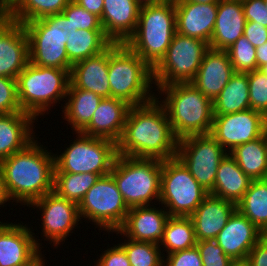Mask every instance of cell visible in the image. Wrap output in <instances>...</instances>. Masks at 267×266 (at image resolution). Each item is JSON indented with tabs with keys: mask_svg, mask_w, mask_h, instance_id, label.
I'll return each mask as SVG.
<instances>
[{
	"mask_svg": "<svg viewBox=\"0 0 267 266\" xmlns=\"http://www.w3.org/2000/svg\"><path fill=\"white\" fill-rule=\"evenodd\" d=\"M69 20L57 13L24 23L28 36L29 62L36 66L71 70L73 64L66 52Z\"/></svg>",
	"mask_w": 267,
	"mask_h": 266,
	"instance_id": "8",
	"label": "cell"
},
{
	"mask_svg": "<svg viewBox=\"0 0 267 266\" xmlns=\"http://www.w3.org/2000/svg\"><path fill=\"white\" fill-rule=\"evenodd\" d=\"M15 0H0V15H4L14 4Z\"/></svg>",
	"mask_w": 267,
	"mask_h": 266,
	"instance_id": "51",
	"label": "cell"
},
{
	"mask_svg": "<svg viewBox=\"0 0 267 266\" xmlns=\"http://www.w3.org/2000/svg\"><path fill=\"white\" fill-rule=\"evenodd\" d=\"M71 0H15L4 16L18 23H27L62 13Z\"/></svg>",
	"mask_w": 267,
	"mask_h": 266,
	"instance_id": "35",
	"label": "cell"
},
{
	"mask_svg": "<svg viewBox=\"0 0 267 266\" xmlns=\"http://www.w3.org/2000/svg\"><path fill=\"white\" fill-rule=\"evenodd\" d=\"M110 98H118L131 106L148 103L156 98L152 92L153 69L125 43L109 45Z\"/></svg>",
	"mask_w": 267,
	"mask_h": 266,
	"instance_id": "4",
	"label": "cell"
},
{
	"mask_svg": "<svg viewBox=\"0 0 267 266\" xmlns=\"http://www.w3.org/2000/svg\"><path fill=\"white\" fill-rule=\"evenodd\" d=\"M28 207L42 211L41 228L44 241L47 239L46 241H49L50 245L53 243L52 246L56 249L63 241L68 240L67 237L74 233L72 230L82 223L78 204L59 196L54 191L33 201Z\"/></svg>",
	"mask_w": 267,
	"mask_h": 266,
	"instance_id": "14",
	"label": "cell"
},
{
	"mask_svg": "<svg viewBox=\"0 0 267 266\" xmlns=\"http://www.w3.org/2000/svg\"><path fill=\"white\" fill-rule=\"evenodd\" d=\"M267 118L248 109L230 114H214L210 135L229 153L236 146L261 137Z\"/></svg>",
	"mask_w": 267,
	"mask_h": 266,
	"instance_id": "15",
	"label": "cell"
},
{
	"mask_svg": "<svg viewBox=\"0 0 267 266\" xmlns=\"http://www.w3.org/2000/svg\"><path fill=\"white\" fill-rule=\"evenodd\" d=\"M109 46L101 53L78 61L70 70V85L110 98Z\"/></svg>",
	"mask_w": 267,
	"mask_h": 266,
	"instance_id": "25",
	"label": "cell"
},
{
	"mask_svg": "<svg viewBox=\"0 0 267 266\" xmlns=\"http://www.w3.org/2000/svg\"><path fill=\"white\" fill-rule=\"evenodd\" d=\"M178 139L174 135L164 107L154 100L131 106L117 154L136 158L167 160L176 157Z\"/></svg>",
	"mask_w": 267,
	"mask_h": 266,
	"instance_id": "1",
	"label": "cell"
},
{
	"mask_svg": "<svg viewBox=\"0 0 267 266\" xmlns=\"http://www.w3.org/2000/svg\"><path fill=\"white\" fill-rule=\"evenodd\" d=\"M250 109L267 118V75L259 69L248 72Z\"/></svg>",
	"mask_w": 267,
	"mask_h": 266,
	"instance_id": "40",
	"label": "cell"
},
{
	"mask_svg": "<svg viewBox=\"0 0 267 266\" xmlns=\"http://www.w3.org/2000/svg\"><path fill=\"white\" fill-rule=\"evenodd\" d=\"M245 23L241 0H220L209 47L226 51L243 35Z\"/></svg>",
	"mask_w": 267,
	"mask_h": 266,
	"instance_id": "27",
	"label": "cell"
},
{
	"mask_svg": "<svg viewBox=\"0 0 267 266\" xmlns=\"http://www.w3.org/2000/svg\"><path fill=\"white\" fill-rule=\"evenodd\" d=\"M209 48L205 41L176 32L165 56L153 68L155 87L191 82Z\"/></svg>",
	"mask_w": 267,
	"mask_h": 266,
	"instance_id": "11",
	"label": "cell"
},
{
	"mask_svg": "<svg viewBox=\"0 0 267 266\" xmlns=\"http://www.w3.org/2000/svg\"><path fill=\"white\" fill-rule=\"evenodd\" d=\"M154 205L131 207L127 213L123 225L113 231L123 238L135 241L151 242L160 244L164 237V228L169 219L166 209Z\"/></svg>",
	"mask_w": 267,
	"mask_h": 266,
	"instance_id": "18",
	"label": "cell"
},
{
	"mask_svg": "<svg viewBox=\"0 0 267 266\" xmlns=\"http://www.w3.org/2000/svg\"><path fill=\"white\" fill-rule=\"evenodd\" d=\"M37 140L0 161L10 200L28 207L33 201L54 190L55 158ZM53 154V155H52Z\"/></svg>",
	"mask_w": 267,
	"mask_h": 266,
	"instance_id": "2",
	"label": "cell"
},
{
	"mask_svg": "<svg viewBox=\"0 0 267 266\" xmlns=\"http://www.w3.org/2000/svg\"><path fill=\"white\" fill-rule=\"evenodd\" d=\"M230 266H251V264L247 260H236Z\"/></svg>",
	"mask_w": 267,
	"mask_h": 266,
	"instance_id": "54",
	"label": "cell"
},
{
	"mask_svg": "<svg viewBox=\"0 0 267 266\" xmlns=\"http://www.w3.org/2000/svg\"><path fill=\"white\" fill-rule=\"evenodd\" d=\"M28 63L29 43L23 24L0 15V76L16 79Z\"/></svg>",
	"mask_w": 267,
	"mask_h": 266,
	"instance_id": "17",
	"label": "cell"
},
{
	"mask_svg": "<svg viewBox=\"0 0 267 266\" xmlns=\"http://www.w3.org/2000/svg\"><path fill=\"white\" fill-rule=\"evenodd\" d=\"M264 234L237 209L216 237L217 244L233 261L247 260Z\"/></svg>",
	"mask_w": 267,
	"mask_h": 266,
	"instance_id": "19",
	"label": "cell"
},
{
	"mask_svg": "<svg viewBox=\"0 0 267 266\" xmlns=\"http://www.w3.org/2000/svg\"><path fill=\"white\" fill-rule=\"evenodd\" d=\"M16 82L21 110L38 120L39 116L48 115L55 104L65 102L70 70L41 67L29 62L17 76Z\"/></svg>",
	"mask_w": 267,
	"mask_h": 266,
	"instance_id": "6",
	"label": "cell"
},
{
	"mask_svg": "<svg viewBox=\"0 0 267 266\" xmlns=\"http://www.w3.org/2000/svg\"><path fill=\"white\" fill-rule=\"evenodd\" d=\"M220 0H174V2H195L200 4L219 3Z\"/></svg>",
	"mask_w": 267,
	"mask_h": 266,
	"instance_id": "53",
	"label": "cell"
},
{
	"mask_svg": "<svg viewBox=\"0 0 267 266\" xmlns=\"http://www.w3.org/2000/svg\"><path fill=\"white\" fill-rule=\"evenodd\" d=\"M80 218L90 220L95 228L109 233L124 223L129 207L111 174L101 176L78 205Z\"/></svg>",
	"mask_w": 267,
	"mask_h": 266,
	"instance_id": "12",
	"label": "cell"
},
{
	"mask_svg": "<svg viewBox=\"0 0 267 266\" xmlns=\"http://www.w3.org/2000/svg\"><path fill=\"white\" fill-rule=\"evenodd\" d=\"M175 33L174 0L144 4L136 30L125 44L153 69L165 56Z\"/></svg>",
	"mask_w": 267,
	"mask_h": 266,
	"instance_id": "5",
	"label": "cell"
},
{
	"mask_svg": "<svg viewBox=\"0 0 267 266\" xmlns=\"http://www.w3.org/2000/svg\"><path fill=\"white\" fill-rule=\"evenodd\" d=\"M23 112L18 101L17 82L0 76V115Z\"/></svg>",
	"mask_w": 267,
	"mask_h": 266,
	"instance_id": "41",
	"label": "cell"
},
{
	"mask_svg": "<svg viewBox=\"0 0 267 266\" xmlns=\"http://www.w3.org/2000/svg\"><path fill=\"white\" fill-rule=\"evenodd\" d=\"M251 182L252 180L228 153L218 166L214 188L210 194L237 203L244 196Z\"/></svg>",
	"mask_w": 267,
	"mask_h": 266,
	"instance_id": "29",
	"label": "cell"
},
{
	"mask_svg": "<svg viewBox=\"0 0 267 266\" xmlns=\"http://www.w3.org/2000/svg\"><path fill=\"white\" fill-rule=\"evenodd\" d=\"M229 154L251 180L267 179V143L264 135L236 146Z\"/></svg>",
	"mask_w": 267,
	"mask_h": 266,
	"instance_id": "30",
	"label": "cell"
},
{
	"mask_svg": "<svg viewBox=\"0 0 267 266\" xmlns=\"http://www.w3.org/2000/svg\"><path fill=\"white\" fill-rule=\"evenodd\" d=\"M236 209L247 217L264 235L267 234V179L252 180Z\"/></svg>",
	"mask_w": 267,
	"mask_h": 266,
	"instance_id": "32",
	"label": "cell"
},
{
	"mask_svg": "<svg viewBox=\"0 0 267 266\" xmlns=\"http://www.w3.org/2000/svg\"><path fill=\"white\" fill-rule=\"evenodd\" d=\"M85 10L101 18L104 6V0H73Z\"/></svg>",
	"mask_w": 267,
	"mask_h": 266,
	"instance_id": "48",
	"label": "cell"
},
{
	"mask_svg": "<svg viewBox=\"0 0 267 266\" xmlns=\"http://www.w3.org/2000/svg\"><path fill=\"white\" fill-rule=\"evenodd\" d=\"M264 5H265V7L267 9V0H264Z\"/></svg>",
	"mask_w": 267,
	"mask_h": 266,
	"instance_id": "58",
	"label": "cell"
},
{
	"mask_svg": "<svg viewBox=\"0 0 267 266\" xmlns=\"http://www.w3.org/2000/svg\"><path fill=\"white\" fill-rule=\"evenodd\" d=\"M203 266H230L233 260L227 256L215 239L197 241Z\"/></svg>",
	"mask_w": 267,
	"mask_h": 266,
	"instance_id": "42",
	"label": "cell"
},
{
	"mask_svg": "<svg viewBox=\"0 0 267 266\" xmlns=\"http://www.w3.org/2000/svg\"><path fill=\"white\" fill-rule=\"evenodd\" d=\"M102 99V96L94 92L69 85L66 103H61V107L62 120L67 121L72 133L81 132L89 124Z\"/></svg>",
	"mask_w": 267,
	"mask_h": 266,
	"instance_id": "28",
	"label": "cell"
},
{
	"mask_svg": "<svg viewBox=\"0 0 267 266\" xmlns=\"http://www.w3.org/2000/svg\"><path fill=\"white\" fill-rule=\"evenodd\" d=\"M100 176L96 173H54V192L78 204Z\"/></svg>",
	"mask_w": 267,
	"mask_h": 266,
	"instance_id": "36",
	"label": "cell"
},
{
	"mask_svg": "<svg viewBox=\"0 0 267 266\" xmlns=\"http://www.w3.org/2000/svg\"><path fill=\"white\" fill-rule=\"evenodd\" d=\"M62 13L68 18L71 31L73 30H91L104 31L100 17L88 12L82 6L71 0Z\"/></svg>",
	"mask_w": 267,
	"mask_h": 266,
	"instance_id": "39",
	"label": "cell"
},
{
	"mask_svg": "<svg viewBox=\"0 0 267 266\" xmlns=\"http://www.w3.org/2000/svg\"><path fill=\"white\" fill-rule=\"evenodd\" d=\"M256 60L258 69L267 63V42L259 47H256Z\"/></svg>",
	"mask_w": 267,
	"mask_h": 266,
	"instance_id": "49",
	"label": "cell"
},
{
	"mask_svg": "<svg viewBox=\"0 0 267 266\" xmlns=\"http://www.w3.org/2000/svg\"><path fill=\"white\" fill-rule=\"evenodd\" d=\"M243 35L256 48L267 42V27L246 21Z\"/></svg>",
	"mask_w": 267,
	"mask_h": 266,
	"instance_id": "46",
	"label": "cell"
},
{
	"mask_svg": "<svg viewBox=\"0 0 267 266\" xmlns=\"http://www.w3.org/2000/svg\"><path fill=\"white\" fill-rule=\"evenodd\" d=\"M162 164L155 158L116 157L110 174L129 208L159 204Z\"/></svg>",
	"mask_w": 267,
	"mask_h": 266,
	"instance_id": "7",
	"label": "cell"
},
{
	"mask_svg": "<svg viewBox=\"0 0 267 266\" xmlns=\"http://www.w3.org/2000/svg\"><path fill=\"white\" fill-rule=\"evenodd\" d=\"M235 210L236 203L209 193L190 215L197 241L216 239Z\"/></svg>",
	"mask_w": 267,
	"mask_h": 266,
	"instance_id": "24",
	"label": "cell"
},
{
	"mask_svg": "<svg viewBox=\"0 0 267 266\" xmlns=\"http://www.w3.org/2000/svg\"><path fill=\"white\" fill-rule=\"evenodd\" d=\"M208 194L177 157L163 160L159 203L169 216H190Z\"/></svg>",
	"mask_w": 267,
	"mask_h": 266,
	"instance_id": "10",
	"label": "cell"
},
{
	"mask_svg": "<svg viewBox=\"0 0 267 266\" xmlns=\"http://www.w3.org/2000/svg\"><path fill=\"white\" fill-rule=\"evenodd\" d=\"M234 73L228 52L209 48L191 83L214 101Z\"/></svg>",
	"mask_w": 267,
	"mask_h": 266,
	"instance_id": "22",
	"label": "cell"
},
{
	"mask_svg": "<svg viewBox=\"0 0 267 266\" xmlns=\"http://www.w3.org/2000/svg\"><path fill=\"white\" fill-rule=\"evenodd\" d=\"M131 105L118 98H103L89 124L80 132L118 142Z\"/></svg>",
	"mask_w": 267,
	"mask_h": 266,
	"instance_id": "23",
	"label": "cell"
},
{
	"mask_svg": "<svg viewBox=\"0 0 267 266\" xmlns=\"http://www.w3.org/2000/svg\"><path fill=\"white\" fill-rule=\"evenodd\" d=\"M111 43L104 31L80 29L69 32L65 49L69 61L74 64L101 53Z\"/></svg>",
	"mask_w": 267,
	"mask_h": 266,
	"instance_id": "33",
	"label": "cell"
},
{
	"mask_svg": "<svg viewBox=\"0 0 267 266\" xmlns=\"http://www.w3.org/2000/svg\"><path fill=\"white\" fill-rule=\"evenodd\" d=\"M141 5L144 4H152V3H159V2H163L166 0H137Z\"/></svg>",
	"mask_w": 267,
	"mask_h": 266,
	"instance_id": "55",
	"label": "cell"
},
{
	"mask_svg": "<svg viewBox=\"0 0 267 266\" xmlns=\"http://www.w3.org/2000/svg\"><path fill=\"white\" fill-rule=\"evenodd\" d=\"M247 261L251 266H267V234L249 252Z\"/></svg>",
	"mask_w": 267,
	"mask_h": 266,
	"instance_id": "47",
	"label": "cell"
},
{
	"mask_svg": "<svg viewBox=\"0 0 267 266\" xmlns=\"http://www.w3.org/2000/svg\"><path fill=\"white\" fill-rule=\"evenodd\" d=\"M99 257L94 261V266H131L127 253L119 243L103 251Z\"/></svg>",
	"mask_w": 267,
	"mask_h": 266,
	"instance_id": "44",
	"label": "cell"
},
{
	"mask_svg": "<svg viewBox=\"0 0 267 266\" xmlns=\"http://www.w3.org/2000/svg\"><path fill=\"white\" fill-rule=\"evenodd\" d=\"M35 120L38 122L26 112L0 115V161L23 150L37 139L33 130Z\"/></svg>",
	"mask_w": 267,
	"mask_h": 266,
	"instance_id": "26",
	"label": "cell"
},
{
	"mask_svg": "<svg viewBox=\"0 0 267 266\" xmlns=\"http://www.w3.org/2000/svg\"><path fill=\"white\" fill-rule=\"evenodd\" d=\"M7 202H12L8 196V193L6 191V187H5V181L3 178V174H2V170L0 168V207H4L5 203Z\"/></svg>",
	"mask_w": 267,
	"mask_h": 266,
	"instance_id": "50",
	"label": "cell"
},
{
	"mask_svg": "<svg viewBox=\"0 0 267 266\" xmlns=\"http://www.w3.org/2000/svg\"><path fill=\"white\" fill-rule=\"evenodd\" d=\"M45 258L42 255V252L32 261L30 262L28 265L26 266H44L45 265Z\"/></svg>",
	"mask_w": 267,
	"mask_h": 266,
	"instance_id": "52",
	"label": "cell"
},
{
	"mask_svg": "<svg viewBox=\"0 0 267 266\" xmlns=\"http://www.w3.org/2000/svg\"><path fill=\"white\" fill-rule=\"evenodd\" d=\"M265 139H266V143H267V120H266V123H265V127H264V133H263Z\"/></svg>",
	"mask_w": 267,
	"mask_h": 266,
	"instance_id": "57",
	"label": "cell"
},
{
	"mask_svg": "<svg viewBox=\"0 0 267 266\" xmlns=\"http://www.w3.org/2000/svg\"><path fill=\"white\" fill-rule=\"evenodd\" d=\"M248 73L235 72L213 101L214 114H230L250 109Z\"/></svg>",
	"mask_w": 267,
	"mask_h": 266,
	"instance_id": "31",
	"label": "cell"
},
{
	"mask_svg": "<svg viewBox=\"0 0 267 266\" xmlns=\"http://www.w3.org/2000/svg\"><path fill=\"white\" fill-rule=\"evenodd\" d=\"M246 21L267 27V9L264 0H241Z\"/></svg>",
	"mask_w": 267,
	"mask_h": 266,
	"instance_id": "45",
	"label": "cell"
},
{
	"mask_svg": "<svg viewBox=\"0 0 267 266\" xmlns=\"http://www.w3.org/2000/svg\"><path fill=\"white\" fill-rule=\"evenodd\" d=\"M23 224L0 221V266H26L42 252L33 228Z\"/></svg>",
	"mask_w": 267,
	"mask_h": 266,
	"instance_id": "16",
	"label": "cell"
},
{
	"mask_svg": "<svg viewBox=\"0 0 267 266\" xmlns=\"http://www.w3.org/2000/svg\"><path fill=\"white\" fill-rule=\"evenodd\" d=\"M226 51L235 72L248 73L258 69L256 48L244 35Z\"/></svg>",
	"mask_w": 267,
	"mask_h": 266,
	"instance_id": "38",
	"label": "cell"
},
{
	"mask_svg": "<svg viewBox=\"0 0 267 266\" xmlns=\"http://www.w3.org/2000/svg\"><path fill=\"white\" fill-rule=\"evenodd\" d=\"M259 70L262 71L264 74L267 75V63L264 64Z\"/></svg>",
	"mask_w": 267,
	"mask_h": 266,
	"instance_id": "56",
	"label": "cell"
},
{
	"mask_svg": "<svg viewBox=\"0 0 267 266\" xmlns=\"http://www.w3.org/2000/svg\"><path fill=\"white\" fill-rule=\"evenodd\" d=\"M76 138L60 155L54 153V173L110 174L117 154V143L106 138L76 132Z\"/></svg>",
	"mask_w": 267,
	"mask_h": 266,
	"instance_id": "9",
	"label": "cell"
},
{
	"mask_svg": "<svg viewBox=\"0 0 267 266\" xmlns=\"http://www.w3.org/2000/svg\"><path fill=\"white\" fill-rule=\"evenodd\" d=\"M156 90L159 92L156 99L164 107L178 140L210 134L214 118L213 101L191 82L169 84ZM162 96L163 99L160 98Z\"/></svg>",
	"mask_w": 267,
	"mask_h": 266,
	"instance_id": "3",
	"label": "cell"
},
{
	"mask_svg": "<svg viewBox=\"0 0 267 266\" xmlns=\"http://www.w3.org/2000/svg\"><path fill=\"white\" fill-rule=\"evenodd\" d=\"M196 244L194 224L190 216H169L164 228V237L159 244L162 253L165 250L168 255L190 249Z\"/></svg>",
	"mask_w": 267,
	"mask_h": 266,
	"instance_id": "34",
	"label": "cell"
},
{
	"mask_svg": "<svg viewBox=\"0 0 267 266\" xmlns=\"http://www.w3.org/2000/svg\"><path fill=\"white\" fill-rule=\"evenodd\" d=\"M127 253L131 266H163L165 253L158 244L124 238L119 243Z\"/></svg>",
	"mask_w": 267,
	"mask_h": 266,
	"instance_id": "37",
	"label": "cell"
},
{
	"mask_svg": "<svg viewBox=\"0 0 267 266\" xmlns=\"http://www.w3.org/2000/svg\"><path fill=\"white\" fill-rule=\"evenodd\" d=\"M163 266H203V262L200 252L195 246L164 256Z\"/></svg>",
	"mask_w": 267,
	"mask_h": 266,
	"instance_id": "43",
	"label": "cell"
},
{
	"mask_svg": "<svg viewBox=\"0 0 267 266\" xmlns=\"http://www.w3.org/2000/svg\"><path fill=\"white\" fill-rule=\"evenodd\" d=\"M141 4L137 0H104L100 18L105 36L123 44L134 34Z\"/></svg>",
	"mask_w": 267,
	"mask_h": 266,
	"instance_id": "21",
	"label": "cell"
},
{
	"mask_svg": "<svg viewBox=\"0 0 267 266\" xmlns=\"http://www.w3.org/2000/svg\"><path fill=\"white\" fill-rule=\"evenodd\" d=\"M228 152L210 135H193L178 140L176 157L207 191L214 188L218 166Z\"/></svg>",
	"mask_w": 267,
	"mask_h": 266,
	"instance_id": "13",
	"label": "cell"
},
{
	"mask_svg": "<svg viewBox=\"0 0 267 266\" xmlns=\"http://www.w3.org/2000/svg\"><path fill=\"white\" fill-rule=\"evenodd\" d=\"M176 32L210 43L215 27L218 3L174 2Z\"/></svg>",
	"mask_w": 267,
	"mask_h": 266,
	"instance_id": "20",
	"label": "cell"
}]
</instances>
